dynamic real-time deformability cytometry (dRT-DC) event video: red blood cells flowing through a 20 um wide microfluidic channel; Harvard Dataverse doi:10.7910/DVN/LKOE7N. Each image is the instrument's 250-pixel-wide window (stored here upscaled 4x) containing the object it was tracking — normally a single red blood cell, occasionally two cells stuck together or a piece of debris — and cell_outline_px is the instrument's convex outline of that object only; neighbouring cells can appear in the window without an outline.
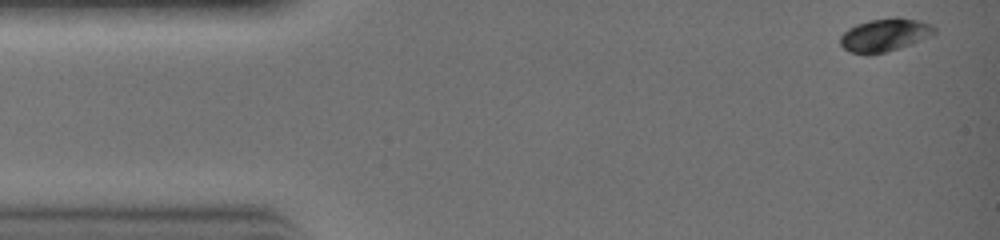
{"species": "common noctule bat (a hibernating species)", "species_latin": "Nyctalus noctula", "temperature_condition": "warm", "stored_images_in_passage": 4, "segment_of_instrument_passage": [1, 2], "camera_frame_rate_fps": 3000, "um_per_image_px": 0.085, "animal": {"sex": "female", "body_mass_g": 19.0, "forearm_length_mm": 51.5}, "frame": {"image": 1, "passage_image": 1, "time_ms": 0.0, "image_size_px": [1000, 240], "cell_outline_px": [[936, 32], [908, 44], [884, 52], [848, 52], [840, 44], [840, 36], [848, 28], [856, 24], [872, 20], [896, 16], [916, 20], [932, 24], [936, 28]], "centroid_in_image_um": [75.17, 2.93], "position_along_channel_um": 9.8, "area_um2": 17.4}}
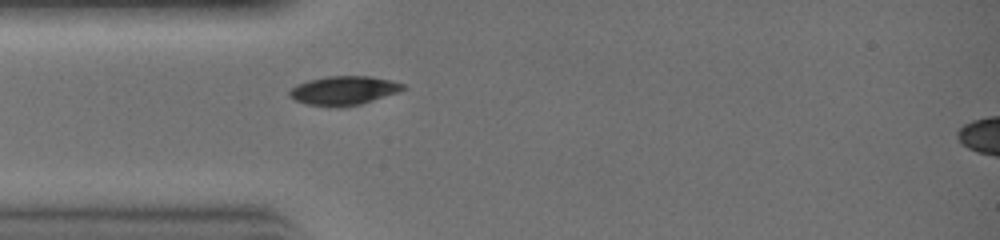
{"frame": {"image": 2, "passage_image": 3, "time_ms": 0.667, "image_size_px": [1000, 240], "cell_outline_px": [[408, 88], [400, 92], [360, 104], [340, 108], [336, 108], [308, 104], [296, 100], [288, 96], [288, 92], [296, 84], [308, 80], [328, 76], [372, 76], [392, 80], [404, 84]], "centroid_in_image_um": [29.25, 7.69], "position_along_channel_um": 55.8, "area_um2": 19.42}}